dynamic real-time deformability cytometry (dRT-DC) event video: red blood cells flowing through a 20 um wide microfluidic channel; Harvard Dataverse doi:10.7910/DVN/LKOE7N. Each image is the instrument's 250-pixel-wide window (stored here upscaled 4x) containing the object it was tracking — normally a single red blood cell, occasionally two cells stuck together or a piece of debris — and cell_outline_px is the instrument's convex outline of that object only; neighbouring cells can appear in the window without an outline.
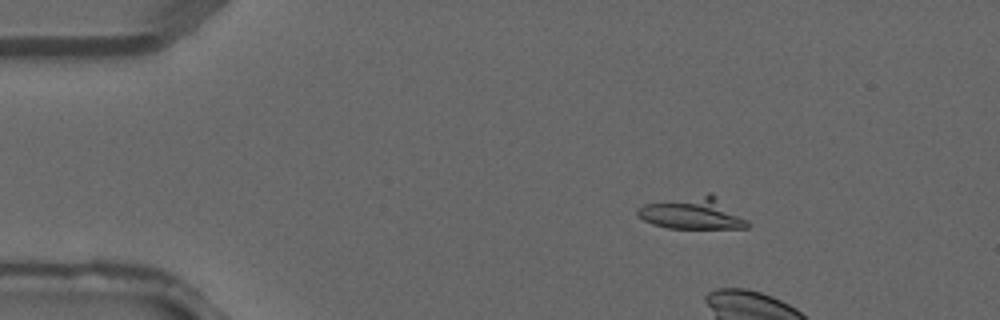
{"species": "common noctule bat (a hibernating species)", "species_latin": "Nyctalus noctula", "temperature_condition": "warm", "stored_images_in_passage": 3, "camera_frame_rate_fps": 3000, "um_per_image_px": 0.085, "animal": {"sex": "male", "forearm_length_mm": 52.5}, "frame": {"image": 1, "passage_image": 1, "time_ms": 0.0, "image_size_px": [1000, 320], "cell_outline_px": [[752, 224], [748, 228], [668, 228], [652, 224], [644, 220], [636, 212], [636, 208], [644, 204], [708, 192], [712, 192], [748, 220]], "centroid_in_image_um": [58.91, 18.11], "position_along_channel_um": 26.1, "area_um2": 20.75}}